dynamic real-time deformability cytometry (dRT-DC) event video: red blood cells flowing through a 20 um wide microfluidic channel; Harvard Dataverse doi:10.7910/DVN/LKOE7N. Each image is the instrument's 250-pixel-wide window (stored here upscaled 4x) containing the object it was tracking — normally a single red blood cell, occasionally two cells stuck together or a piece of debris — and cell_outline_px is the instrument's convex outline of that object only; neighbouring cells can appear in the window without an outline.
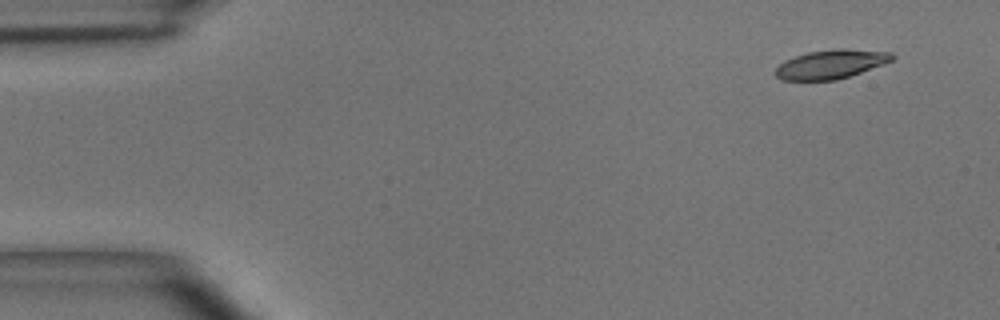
{"species": "common noctule bat (a hibernating species)", "species_latin": "Nyctalus noctula", "temperature_condition": "room temperature", "stored_images_in_passage": 4, "camera_frame_rate_fps": 3000, "um_per_image_px": 0.085, "animal": {"sex": "male", "body_mass_g": 15.6}, "frame": {"image": 1, "passage_image": 1, "time_ms": 0.0, "image_size_px": [1000, 320], "cell_outline_px": [[896, 56], [892, 60], [884, 64], [836, 80], [780, 80], [776, 76], [776, 68], [784, 60], [808, 52], [836, 48], [844, 48], [892, 52]], "centroid_in_image_um": [70.64, 5.44], "position_along_channel_um": 14.4, "area_um2": 19.65}}
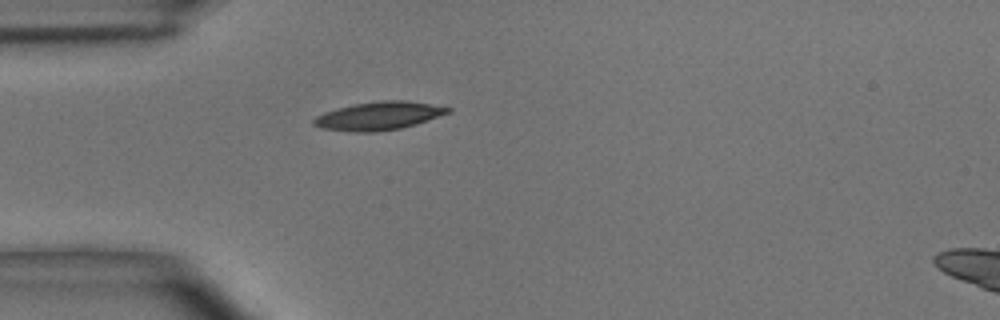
{"frame": {"image": 2, "passage_image": 4, "time_ms": 1.0, "image_size_px": [1000, 320], "cell_outline_px": [[452, 112], [416, 124], [400, 128], [376, 132], [352, 132], [320, 128], [312, 124], [312, 120], [316, 116], [324, 112], [336, 108], [352, 104], [380, 100], [404, 100], [452, 108]], "centroid_in_image_um": [32.15, 9.85], "position_along_channel_um": 52.8, "area_um2": 22.2}}